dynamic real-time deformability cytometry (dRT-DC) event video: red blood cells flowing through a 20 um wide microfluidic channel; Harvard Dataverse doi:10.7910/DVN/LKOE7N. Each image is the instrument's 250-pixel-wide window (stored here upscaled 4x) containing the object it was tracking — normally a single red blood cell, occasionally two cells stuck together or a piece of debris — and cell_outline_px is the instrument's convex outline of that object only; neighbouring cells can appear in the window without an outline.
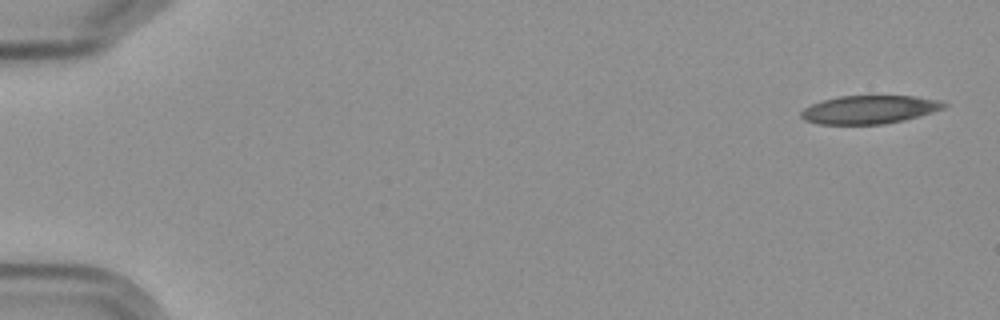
{"species": "Egyptian fruit bat (a non-hibernating species)", "species_latin": "Rousettus aegyptiacus", "temperature_condition": "cold", "stored_images_in_passage": 9, "camera_frame_rate_fps": 3000, "um_per_image_px": 0.085, "frame": {"image": 1, "passage_image": 1, "time_ms": 0.0, "image_size_px": [1000, 320], "cell_outline_px": [[948, 104], [944, 108], [932, 112], [904, 120], [884, 124], [816, 124], [804, 120], [800, 116], [800, 112], [804, 108], [820, 100], [840, 96], [916, 96], [944, 100]], "centroid_in_image_um": [73.9, 9.31], "position_along_channel_um": 11.1, "area_um2": 23.76}}
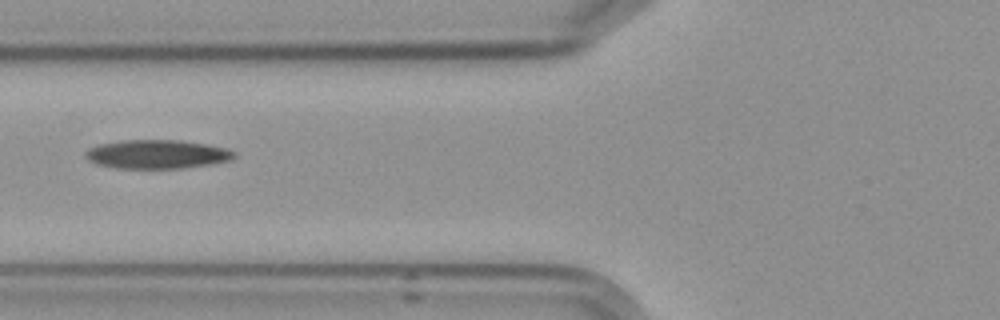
{"frame": {"image": 2, "passage_image": 7, "time_ms": 7.0, "image_size_px": [1000, 320], "cell_outline_px": [[236, 156], [232, 160], [212, 164], [184, 168], [116, 168], [96, 164], [88, 160], [84, 156], [84, 152], [88, 148], [100, 144], [120, 140], [180, 140], [204, 144], [224, 148], [236, 152]], "centroid_in_image_um": [13.32, 13.11], "position_along_channel_um": 112.5, "area_um2": 25.09}}
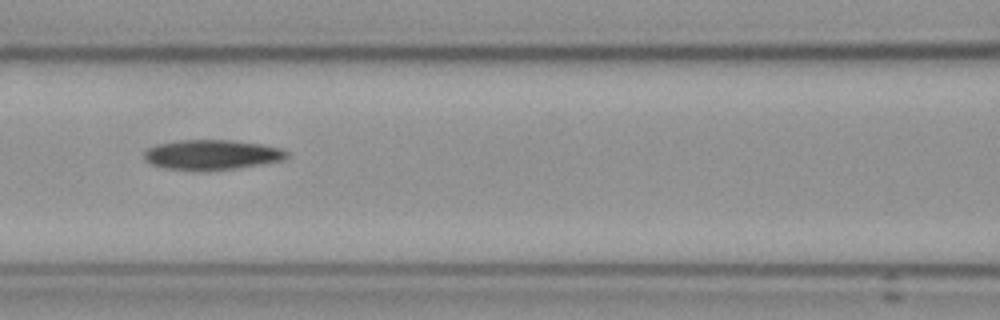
{"frame": {"image": 3, "passage_image": 8, "time_ms": 8.0, "image_size_px": [1000, 320], "cell_outline_px": [[288, 156], [284, 160], [240, 168], [208, 172], [164, 168], [152, 164], [144, 160], [144, 152], [148, 148], [160, 144], [180, 140], [232, 140], [264, 144], [280, 148], [288, 152]], "centroid_in_image_um": [18.04, 13.17], "position_along_channel_um": 148.6, "area_um2": 25.32}}